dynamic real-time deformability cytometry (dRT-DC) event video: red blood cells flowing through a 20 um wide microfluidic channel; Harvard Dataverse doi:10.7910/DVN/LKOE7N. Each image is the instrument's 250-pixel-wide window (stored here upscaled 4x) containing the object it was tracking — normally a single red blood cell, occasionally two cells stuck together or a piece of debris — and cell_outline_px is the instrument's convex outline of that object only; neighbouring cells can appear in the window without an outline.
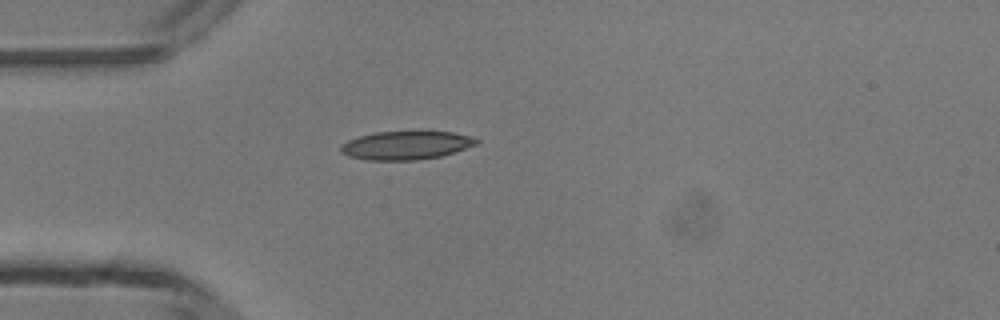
{"species": "common noctule bat (a hibernating species)", "species_latin": "Nyctalus noctula", "temperature_condition": "room temperature", "stored_images_in_passage": 1, "camera_frame_rate_fps": 3000, "um_per_image_px": 0.085, "animal": {"sex": "male", "body_mass_g": 13.3}, "frame": {"image": 1, "passage_image": 1, "time_ms": 0.0, "image_size_px": [1000, 320], "cell_outline_px": [[480, 140], [476, 144], [440, 156], [416, 160], [364, 160], [348, 156], [340, 152], [340, 144], [348, 140], [360, 136], [376, 132], [452, 132], [472, 136]], "centroid_in_image_um": [34.46, 12.36], "position_along_channel_um": 50.5, "area_um2": 22.31}}